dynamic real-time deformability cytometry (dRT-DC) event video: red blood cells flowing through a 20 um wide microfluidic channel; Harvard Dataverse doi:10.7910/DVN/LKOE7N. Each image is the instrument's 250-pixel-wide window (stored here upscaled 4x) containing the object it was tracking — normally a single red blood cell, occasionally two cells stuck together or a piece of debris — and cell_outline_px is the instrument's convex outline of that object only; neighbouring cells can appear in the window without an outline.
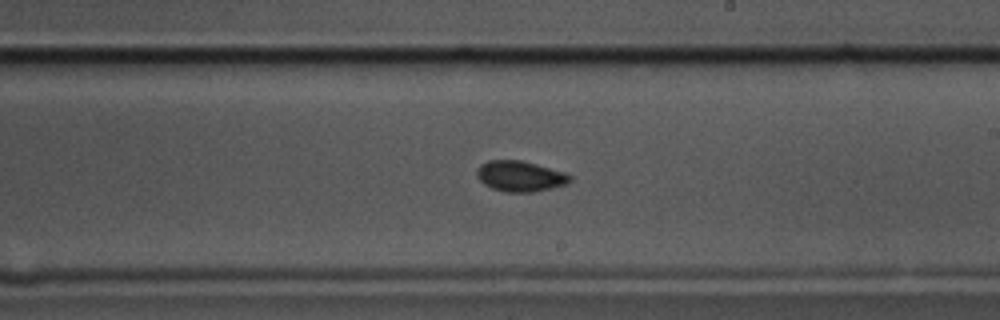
{"species": "common noctule bat (a hibernating species)", "species_latin": "Nyctalus noctula", "temperature_condition": "cold", "stored_images_in_passage": 56, "camera_frame_rate_fps": 3000, "um_per_image_px": 0.085, "animal": {"sex": "male", "body_mass_g": 17.5, "forearm_length_mm": 52.3}, "frame": {"image": 1, "passage_image": 32, "time_ms": 10.333, "image_size_px": [1000, 320], "cell_outline_px": [[572, 180], [568, 184], [552, 188], [532, 192], [504, 192], [492, 188], [484, 184], [476, 176], [476, 168], [480, 164], [488, 160], [520, 160], [536, 164], [564, 172], [572, 176]], "centroid_in_image_um": [44.2, 14.98], "position_along_channel_um": 244.8, "area_um2": 16.76}}
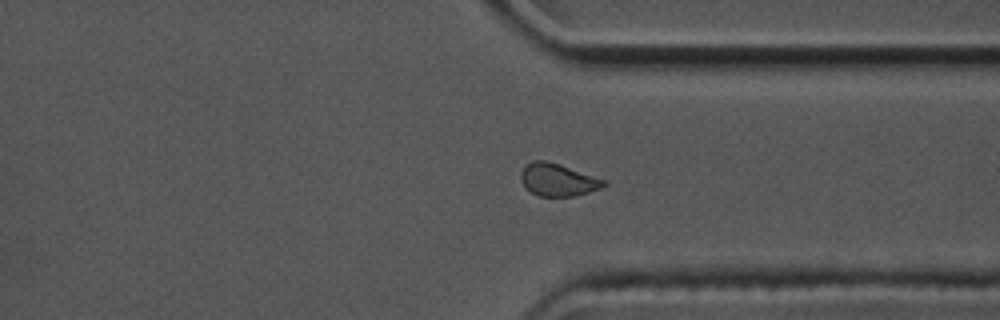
{"frame": {"image": 2, "passage_image": 42, "time_ms": 13.667, "image_size_px": [1000, 320], "cell_outline_px": [[608, 184], [600, 188], [576, 196], [540, 196], [524, 188], [520, 180], [520, 172], [524, 164], [532, 160], [548, 160], [608, 180]], "centroid_in_image_um": [47.4, 15.26], "position_along_channel_um": 364.0, "area_um2": 16.13}}
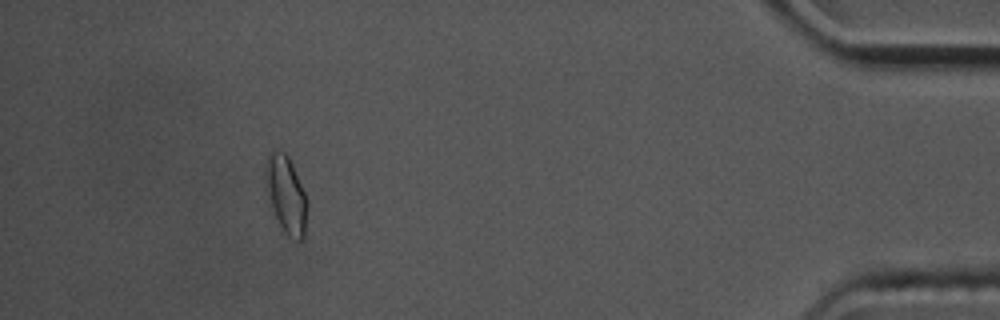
{"frame": {"image": 3, "passage_image": 51, "time_ms": 16.667, "image_size_px": [1000, 320], "cell_outline_px": [[308, 204], [304, 240], [300, 240], [288, 236], [284, 232], [276, 216], [268, 192], [264, 172], [264, 168], [268, 152], [284, 152], [288, 156], [292, 164], [308, 200]], "centroid_in_image_um": [24.35, 16.54], "position_along_channel_um": 410.9, "area_um2": 18.44}, "authors_computed_cell_mechanics": {"area_um2": 16.5886, "velocity_mm_per_s": 3.5673, "shape_relaxation_time_tau1_ms": 3.6782, "shape_relaxation_time_tau2_ms": 2.2486, "deformation_change_tau1": 0.0644, "deformation_change_tau2": 0.0457}}